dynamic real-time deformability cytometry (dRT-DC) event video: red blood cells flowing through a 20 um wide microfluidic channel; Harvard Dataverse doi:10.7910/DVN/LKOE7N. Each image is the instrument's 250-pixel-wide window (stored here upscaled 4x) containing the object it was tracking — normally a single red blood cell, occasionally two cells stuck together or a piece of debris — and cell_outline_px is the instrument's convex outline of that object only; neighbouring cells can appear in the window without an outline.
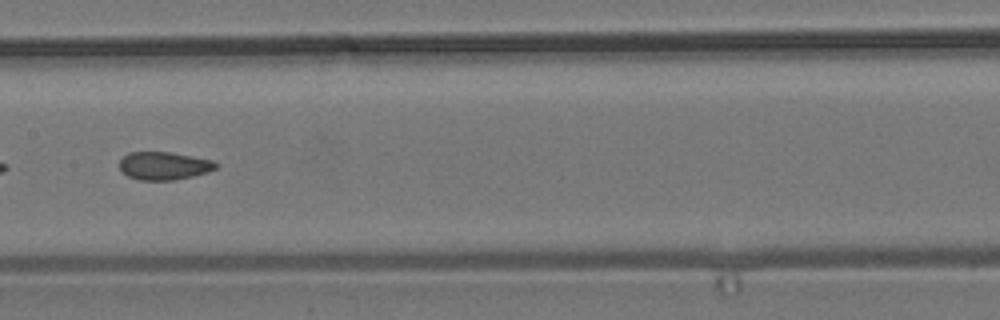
{"species": "common noctule bat (a hibernating species)", "species_latin": "Nyctalus noctula", "temperature_condition": "room temperature", "stored_images_in_passage": 11, "camera_frame_rate_fps": 3000, "um_per_image_px": 0.085, "animal": {"sex": "male", "body_mass_g": 19.2, "forearm_length_mm": 51.8}, "frame": {"image": 1, "passage_image": 8, "time_ms": 9.0, "image_size_px": [1000, 320], "cell_outline_px": [[220, 164], [216, 168], [208, 172], [192, 176], [172, 180], [140, 180], [128, 176], [120, 168], [120, 160], [128, 152], [172, 152], [212, 160]], "centroid_in_image_um": [13.96, 14.08], "position_along_channel_um": 193.4, "area_um2": 15.66}}
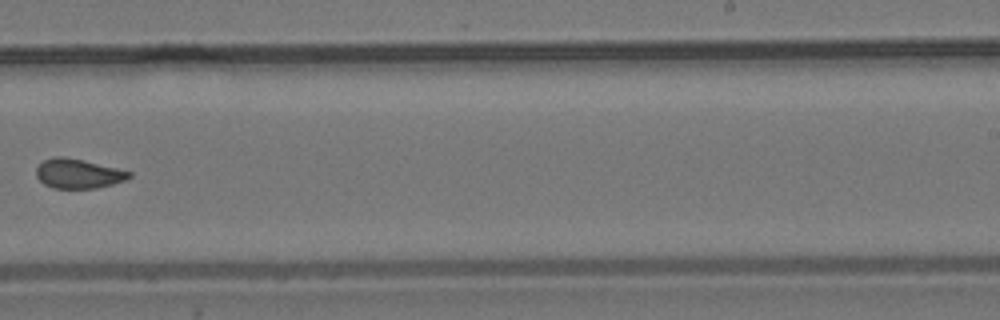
{"frame": {"image": 2, "passage_image": 10, "time_ms": 11.333, "image_size_px": [1000, 320], "cell_outline_px": [[132, 176], [124, 180], [112, 184], [96, 188], [52, 188], [44, 184], [36, 176], [36, 168], [44, 160], [56, 156], [64, 156], [84, 160], [132, 172]], "centroid_in_image_um": [6.63, 14.75], "position_along_channel_um": 282.4, "area_um2": 15.9}}
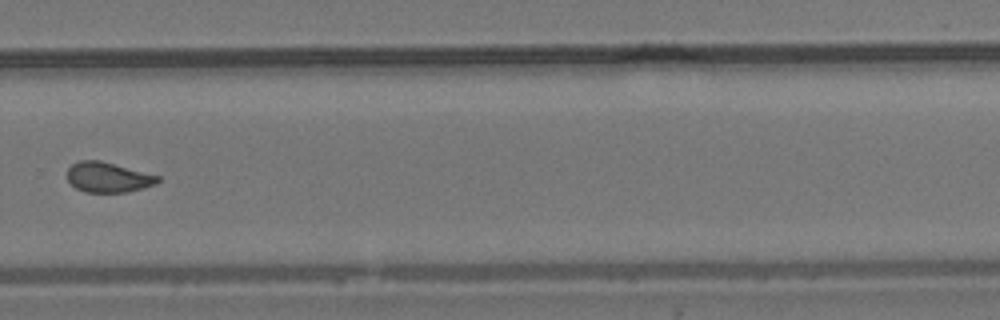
{"frame": {"image": 3, "passage_image": 11, "time_ms": 12.333, "image_size_px": [1000, 320], "cell_outline_px": [[160, 180], [156, 184], [128, 192], [84, 192], [76, 188], [68, 180], [68, 168], [72, 164], [80, 160], [100, 160], [160, 176]], "centroid_in_image_um": [9.19, 15.07], "position_along_channel_um": 320.6, "area_um2": 15.84}}